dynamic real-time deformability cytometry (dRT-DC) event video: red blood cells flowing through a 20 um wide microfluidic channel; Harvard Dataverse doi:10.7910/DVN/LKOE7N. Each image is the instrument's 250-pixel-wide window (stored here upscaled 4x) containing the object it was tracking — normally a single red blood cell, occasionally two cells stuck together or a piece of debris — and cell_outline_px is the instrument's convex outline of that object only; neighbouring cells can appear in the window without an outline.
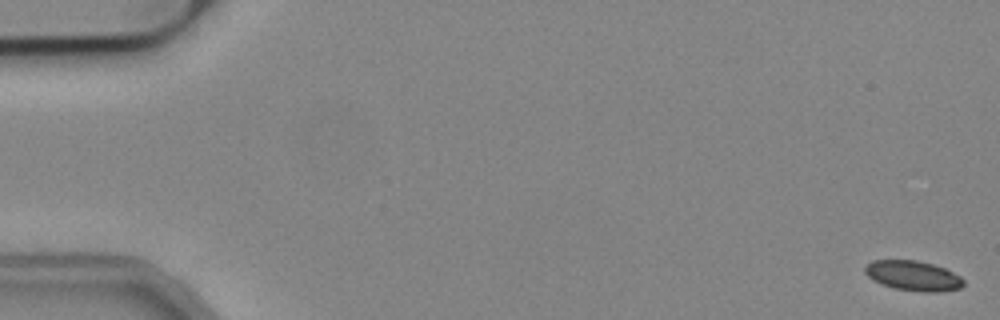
{"species": "common noctule bat (a hibernating species)", "species_latin": "Nyctalus noctula", "temperature_condition": "cold", "stored_images_in_passage": 13, "camera_frame_rate_fps": 3000, "um_per_image_px": 0.085, "animal": {"sex": "male", "body_mass_g": 19.2, "forearm_length_mm": 51.8}, "frame": {"image": 1, "passage_image": 1, "time_ms": 0.0, "image_size_px": [1000, 320], "cell_outline_px": [[964, 284], [960, 288], [940, 292], [924, 292], [896, 288], [872, 280], [864, 272], [864, 268], [872, 260], [916, 260], [932, 264], [944, 268], [960, 276], [964, 280]], "centroid_in_image_um": [77.63, 23.43], "position_along_channel_um": 7.4, "area_um2": 17.05}}